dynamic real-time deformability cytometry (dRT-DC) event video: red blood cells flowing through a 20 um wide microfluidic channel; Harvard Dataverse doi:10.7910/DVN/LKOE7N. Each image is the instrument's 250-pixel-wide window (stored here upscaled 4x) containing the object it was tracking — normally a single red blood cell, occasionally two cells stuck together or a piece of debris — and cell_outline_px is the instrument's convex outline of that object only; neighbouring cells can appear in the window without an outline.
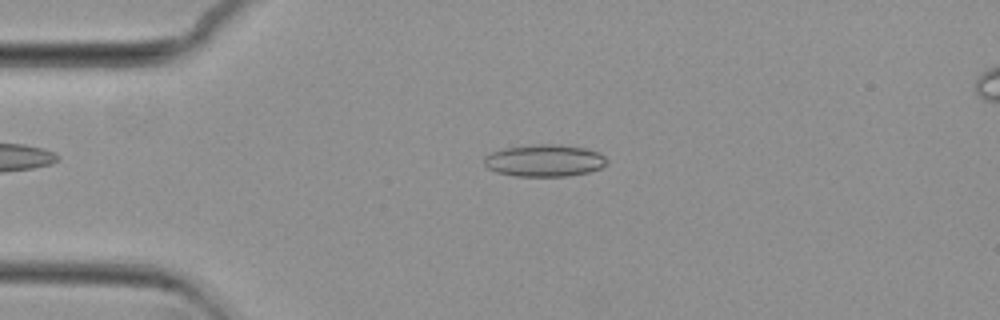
{"species": "common noctule bat (a hibernating species)", "species_latin": "Nyctalus noctula", "temperature_condition": "cold", "stored_images_in_passage": 46, "camera_frame_rate_fps": 3000, "um_per_image_px": 0.085, "animal": {"sex": "female", "body_mass_g": 29.2, "forearm_length_mm": 56.3}, "frame": {"image": 1, "passage_image": 3, "time_ms": 0.667, "image_size_px": [1000, 320], "cell_outline_px": [[608, 164], [600, 168], [588, 172], [568, 176], [516, 176], [496, 172], [488, 168], [484, 164], [484, 156], [492, 152], [504, 148], [536, 144], [560, 144], [584, 148], [596, 152], [604, 156], [608, 160]], "centroid_in_image_um": [46.28, 13.65], "position_along_channel_um": 38.7, "area_um2": 22.95}}
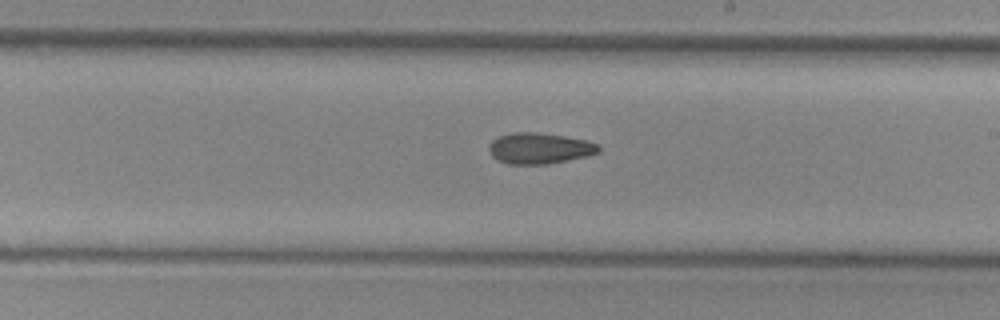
{"frame": {"image": 2, "passage_image": 22, "time_ms": 7.0, "image_size_px": [1000, 320], "cell_outline_px": [[600, 152], [588, 156], [548, 164], [508, 164], [492, 156], [488, 148], [488, 144], [492, 140], [500, 136], [512, 132], [532, 132], [564, 136], [584, 140], [596, 144], [600, 148]], "centroid_in_image_um": [45.84, 12.61], "position_along_channel_um": 243.2, "area_um2": 19.65}}
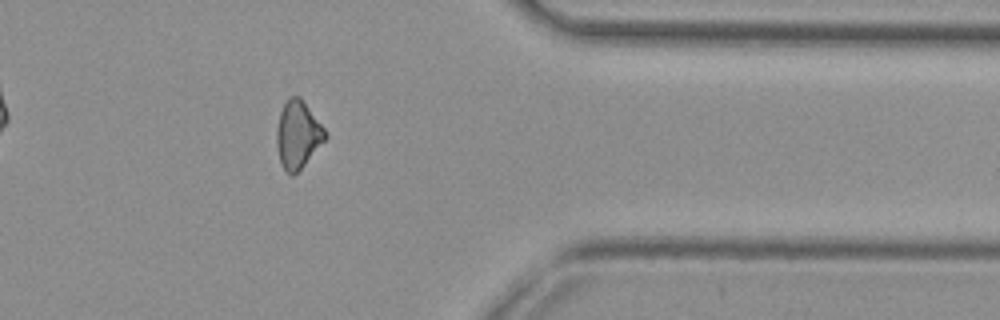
{"frame": {"image": 3, "passage_image": 35, "time_ms": 11.333, "image_size_px": [1000, 320], "cell_outline_px": [[328, 136], [304, 164], [292, 176], [280, 164], [276, 144], [276, 128], [280, 112], [288, 96], [300, 96], [324, 128]], "centroid_in_image_um": [25.29, 11.42], "position_along_channel_um": 386.1, "area_um2": 18.9}}